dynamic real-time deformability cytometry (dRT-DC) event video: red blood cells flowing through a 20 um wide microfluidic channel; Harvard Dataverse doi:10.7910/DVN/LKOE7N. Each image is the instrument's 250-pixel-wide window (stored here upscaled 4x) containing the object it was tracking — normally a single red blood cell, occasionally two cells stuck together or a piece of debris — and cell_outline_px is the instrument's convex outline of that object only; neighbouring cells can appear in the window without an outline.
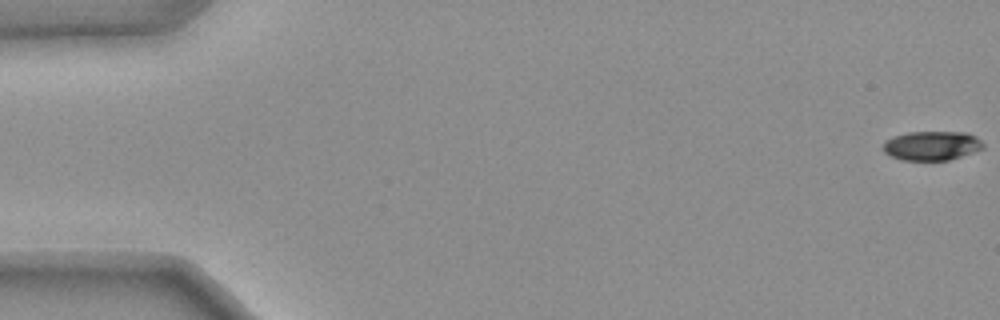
{"species": "common noctule bat (a hibernating species)", "species_latin": "Nyctalus noctula", "temperature_condition": "warm", "stored_images_in_passage": 33, "camera_frame_rate_fps": 3000, "um_per_image_px": 0.085, "animal": {"sex": "female", "body_mass_g": 25.1}, "frame": {"image": 1, "passage_image": 1, "time_ms": 0.0, "image_size_px": [1000, 320], "cell_outline_px": [[984, 148], [948, 160], [900, 160], [884, 152], [884, 140], [892, 136], [908, 132], [968, 132], [976, 136], [984, 144]], "centroid_in_image_um": [79.19, 12.37], "position_along_channel_um": 5.8, "area_um2": 17.05}}
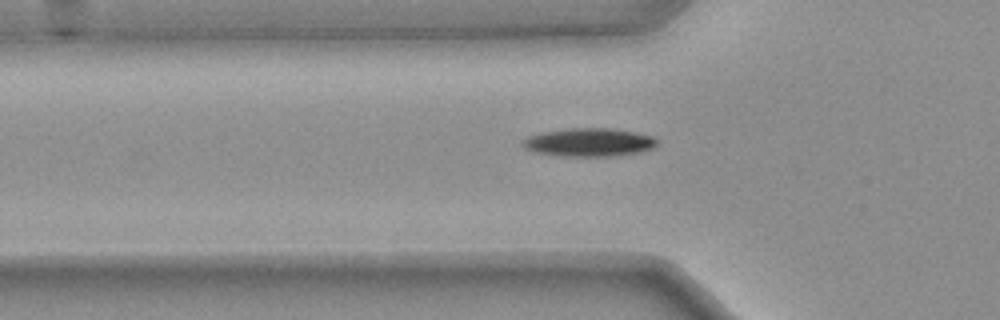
{"frame": {"image": 2, "passage_image": 19, "time_ms": 6.0, "image_size_px": [1000, 320], "cell_outline_px": [[656, 144], [652, 148], [640, 152], [612, 156], [560, 156], [532, 152], [524, 148], [520, 144], [528, 136], [544, 132], [572, 128], [608, 128], [636, 132], [652, 136], [656, 140]], "centroid_in_image_um": [50.03, 12.1], "position_along_channel_um": 75.8, "area_um2": 22.08}}
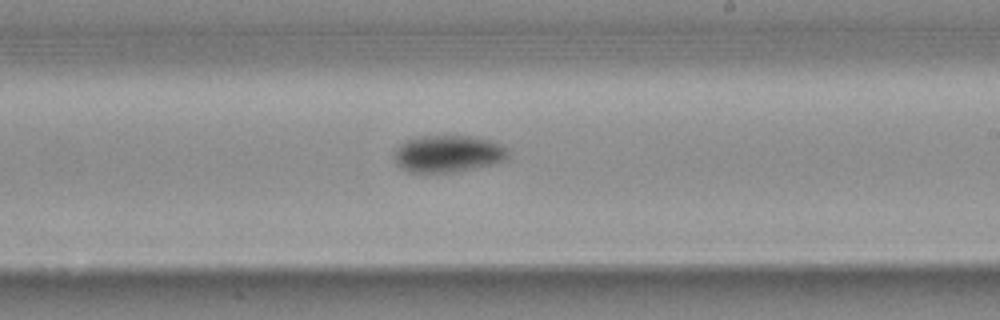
{"frame": {"image": 3, "passage_image": 33, "time_ms": 10.667, "image_size_px": [1000, 320], "cell_outline_px": [[508, 156], [504, 160], [492, 164], [456, 172], [408, 172], [400, 168], [396, 164], [396, 148], [404, 140], [416, 136], [476, 136], [500, 144], [508, 148]], "centroid_in_image_um": [38.07, 13.06], "position_along_channel_um": 250.9, "area_um2": 24.62}}